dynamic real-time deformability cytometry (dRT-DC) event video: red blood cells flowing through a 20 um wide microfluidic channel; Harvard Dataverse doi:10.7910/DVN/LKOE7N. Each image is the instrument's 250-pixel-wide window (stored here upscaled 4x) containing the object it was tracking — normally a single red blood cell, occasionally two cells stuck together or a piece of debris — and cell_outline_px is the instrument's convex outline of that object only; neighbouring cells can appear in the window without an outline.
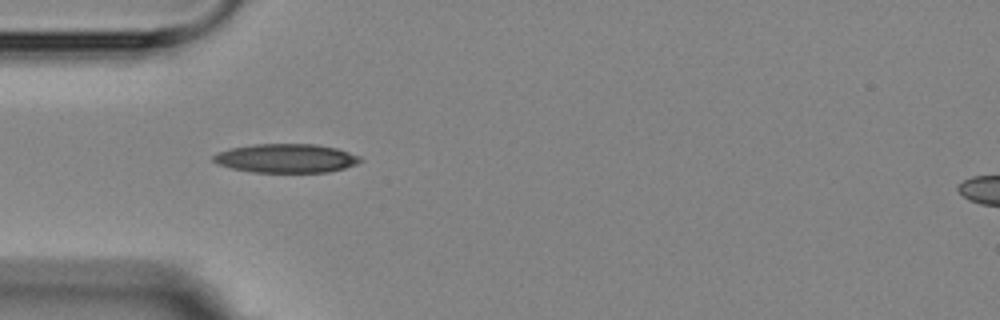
{"species": "Egyptian fruit bat (a non-hibernating species)", "species_latin": "Rousettus aegyptiacus", "temperature_condition": "room temperature", "stored_images_in_passage": 6, "camera_frame_rate_fps": 3000, "um_per_image_px": 0.085, "animal": {"sex": "female"}, "frame": {"image": 1, "passage_image": 1, "time_ms": 0.0, "image_size_px": [1000, 320], "cell_outline_px": [[364, 160], [356, 164], [344, 168], [328, 172], [252, 172], [232, 168], [216, 164], [212, 160], [212, 156], [220, 152], [232, 148], [252, 144], [316, 144], [336, 148], [360, 156]], "centroid_in_image_um": [24.33, 13.45], "position_along_channel_um": 60.7, "area_um2": 24.68}}
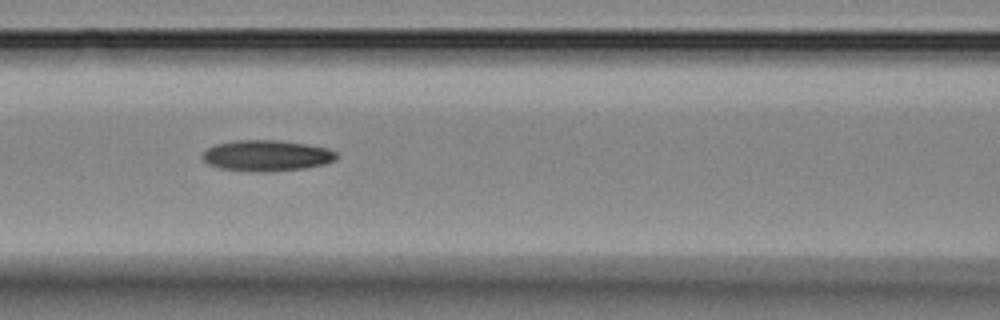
{"frame": {"image": 2, "passage_image": 3, "time_ms": 2.333, "image_size_px": [1000, 320], "cell_outline_px": [[336, 160], [324, 164], [304, 168], [220, 168], [208, 164], [200, 156], [208, 148], [216, 144], [236, 140], [276, 140], [304, 144], [324, 148], [336, 152]], "centroid_in_image_um": [22.65, 13.16], "position_along_channel_um": 144.0, "area_um2": 22.6}}
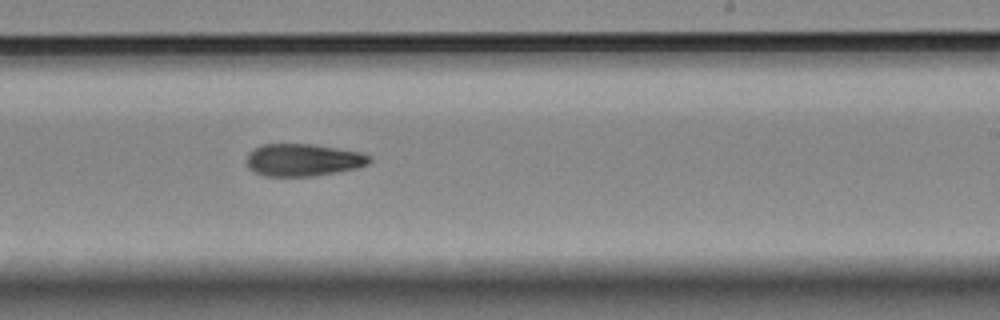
{"frame": {"image": 3, "passage_image": 6, "time_ms": 5.667, "image_size_px": [1000, 320], "cell_outline_px": [[372, 160], [368, 164], [356, 168], [336, 172], [312, 176], [264, 176], [248, 168], [244, 160], [248, 152], [264, 144], [312, 144], [360, 152], [372, 156]], "centroid_in_image_um": [25.74, 13.59], "position_along_channel_um": 263.3, "area_um2": 23.24}}